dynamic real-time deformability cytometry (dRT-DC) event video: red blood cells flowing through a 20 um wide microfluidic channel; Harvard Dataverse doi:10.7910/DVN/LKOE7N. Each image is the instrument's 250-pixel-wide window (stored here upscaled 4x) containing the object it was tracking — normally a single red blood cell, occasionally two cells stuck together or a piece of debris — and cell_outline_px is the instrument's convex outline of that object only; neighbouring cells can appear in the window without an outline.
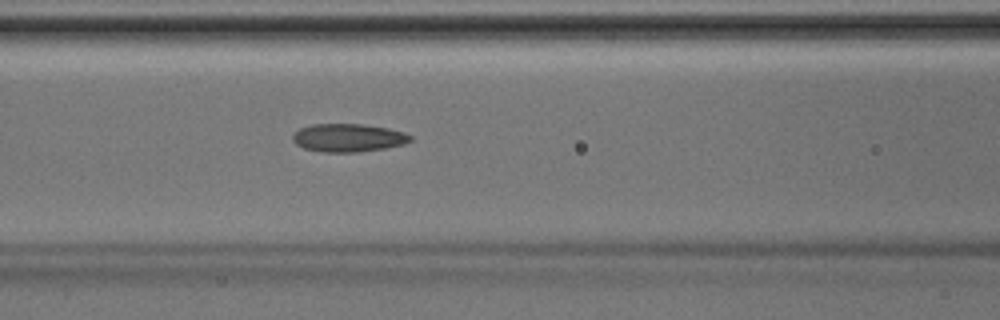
{"species": "Egyptian fruit bat (a non-hibernating species)", "species_latin": "Rousettus aegyptiacus", "temperature_condition": "room temperature", "stored_images_in_passage": 16, "camera_frame_rate_fps": 3000, "um_per_image_px": 0.085, "animal": {"sex": "male"}, "frame": {"image": 1, "passage_image": 5, "time_ms": 1.333, "image_size_px": [1000, 320], "cell_outline_px": [[412, 140], [404, 144], [384, 148], [356, 152], [320, 152], [304, 148], [296, 144], [292, 140], [292, 136], [300, 128], [312, 124], [364, 124], [388, 128], [404, 132], [412, 136]], "centroid_in_image_um": [29.6, 11.71], "position_along_channel_um": 137.0, "area_um2": 19.31}}